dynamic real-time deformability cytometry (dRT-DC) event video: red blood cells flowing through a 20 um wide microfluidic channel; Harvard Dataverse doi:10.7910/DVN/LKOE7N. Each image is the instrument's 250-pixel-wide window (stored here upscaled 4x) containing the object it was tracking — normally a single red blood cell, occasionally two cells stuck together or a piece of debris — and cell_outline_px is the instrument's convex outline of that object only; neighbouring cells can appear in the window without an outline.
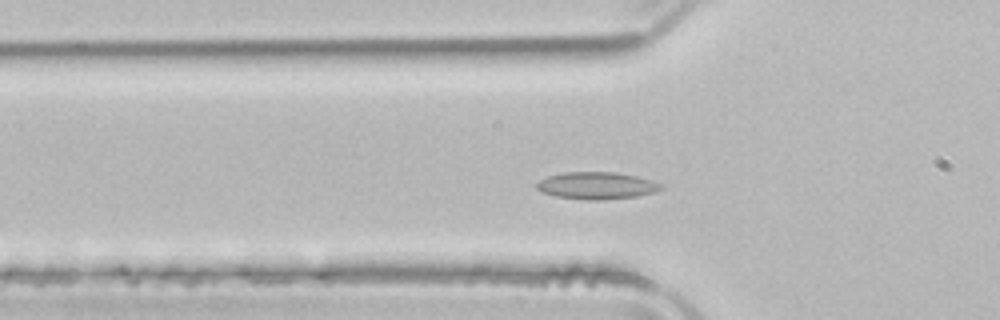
{"species": "common noctule bat (a hibernating species)", "species_latin": "Nyctalus noctula", "temperature_condition": "room temperature", "stored_images_in_passage": 38, "camera_frame_rate_fps": 3000, "um_per_image_px": 0.085, "animal": {"sex": "male", "body_mass_g": 21.5, "forearm_length_mm": 52.0}, "frame": {"image": 1, "passage_image": 3, "time_ms": 0.667, "image_size_px": [1000, 320], "cell_outline_px": [[664, 188], [656, 192], [636, 196], [600, 200], [588, 200], [556, 196], [540, 192], [536, 188], [536, 184], [540, 180], [548, 176], [564, 172], [616, 172], [636, 176], [652, 180], [664, 184]], "centroid_in_image_um": [50.74, 15.77], "position_along_channel_um": 75.1, "area_um2": 19.77}}
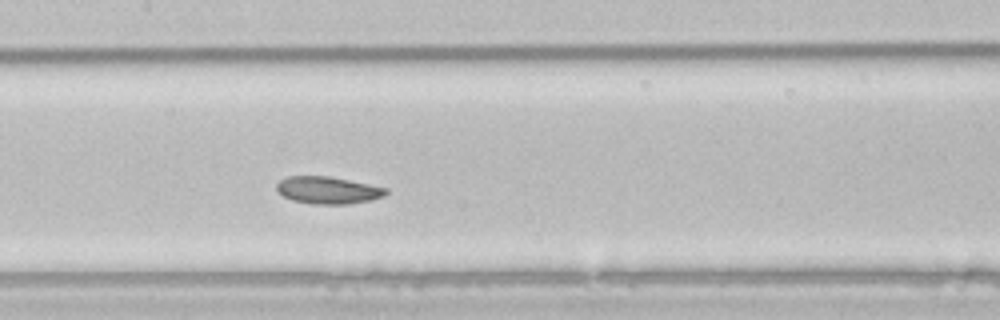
{"frame": {"image": 2, "passage_image": 11, "time_ms": 3.333, "image_size_px": [1000, 320], "cell_outline_px": [[388, 192], [384, 196], [372, 200], [348, 204], [312, 204], [292, 200], [276, 192], [276, 184], [280, 180], [288, 176], [328, 176], [388, 188]], "centroid_in_image_um": [27.86, 16.17], "position_along_channel_um": 179.5, "area_um2": 17.4}}
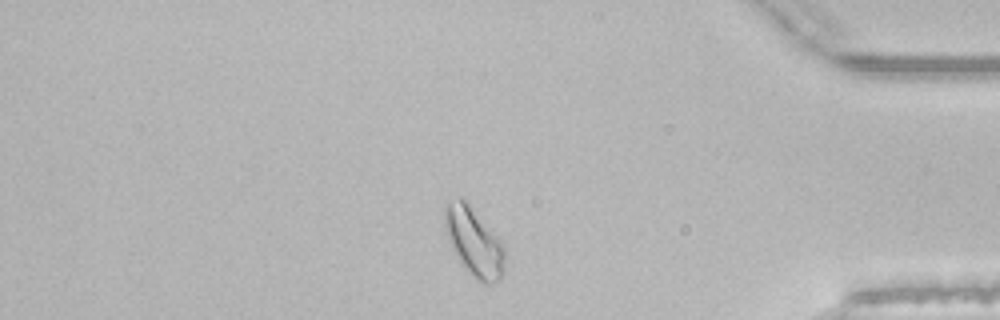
{"frame": {"image": 3, "passage_image": 30, "time_ms": 9.667, "image_size_px": [1000, 320], "cell_outline_px": [[504, 272], [492, 284], [484, 284], [476, 280], [472, 276], [456, 256], [448, 240], [444, 224], [444, 208], [448, 204], [460, 200], [464, 200], [468, 204], [500, 240], [504, 248]], "centroid_in_image_um": [40.29, 20.63], "position_along_channel_um": 394.9, "area_um2": 23.18}, "authors_computed_cell_mechanics": {"area_um2": 18.3226, "velocity_mm_per_s": 3.8972, "shape_relaxation_time_tau1_ms": 5.753, "shape_relaxation_time_tau2_ms": 5.6591, "deformation_change_tau1": 0.0985, "deformation_change_tau2": 0.1027}}